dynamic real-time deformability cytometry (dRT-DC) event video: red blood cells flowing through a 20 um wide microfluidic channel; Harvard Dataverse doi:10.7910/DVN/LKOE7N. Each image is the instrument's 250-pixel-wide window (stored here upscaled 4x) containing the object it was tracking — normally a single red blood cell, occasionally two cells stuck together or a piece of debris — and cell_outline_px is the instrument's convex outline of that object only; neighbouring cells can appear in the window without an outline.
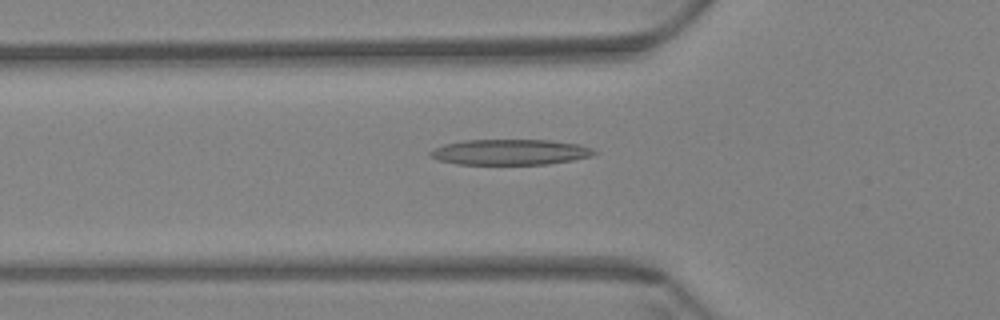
{"species": "Egyptian fruit bat (a non-hibernating species)", "species_latin": "Rousettus aegyptiacus", "temperature_condition": "warm", "stored_images_in_passage": 58, "camera_frame_rate_fps": 3000, "um_per_image_px": 0.085, "animal": {"sex": "female"}, "frame": {"image": 1, "passage_image": 20, "time_ms": 6.333, "image_size_px": [1000, 320], "cell_outline_px": [[600, 152], [592, 156], [572, 160], [548, 164], [456, 164], [440, 160], [428, 156], [428, 152], [444, 144], [464, 140], [548, 140], [580, 144], [592, 148]], "centroid_in_image_um": [43.39, 12.92], "position_along_channel_um": 82.4, "area_um2": 24.51}}
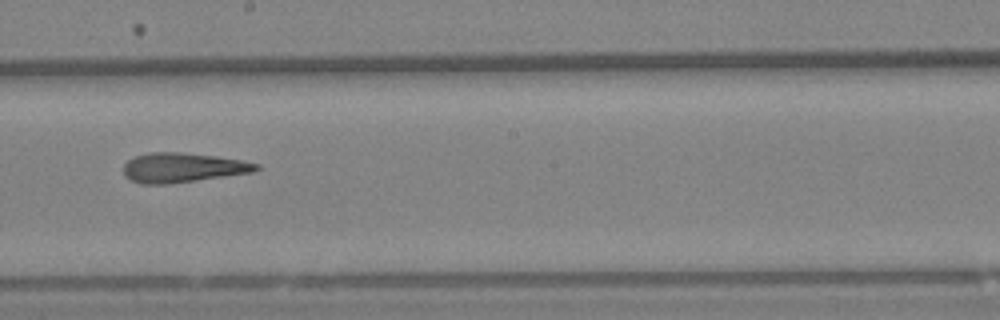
{"frame": {"image": 2, "passage_image": 33, "time_ms": 10.667, "image_size_px": [1000, 320], "cell_outline_px": [[260, 168], [252, 172], [168, 184], [140, 184], [128, 180], [124, 176], [124, 164], [128, 160], [136, 156], [148, 152], [180, 152], [216, 156], [240, 160], [260, 164]], "centroid_in_image_um": [15.47, 14.25], "position_along_channel_um": 232.7, "area_um2": 22.83}}
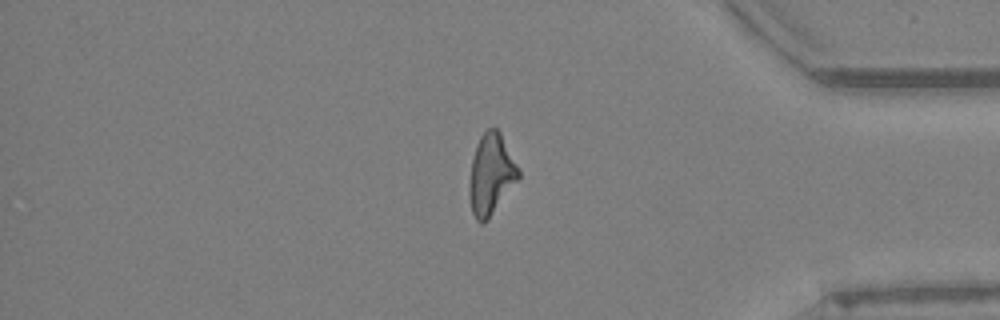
{"frame": {"image": 3, "passage_image": 49, "time_ms": 16.0, "image_size_px": [1000, 320], "cell_outline_px": [[520, 176], [488, 216], [480, 224], [476, 220], [472, 212], [468, 192], [468, 184], [472, 160], [476, 144], [480, 136], [488, 128], [496, 128], [500, 132], [520, 172]], "centroid_in_image_um": [41.69, 14.77], "position_along_channel_um": 393.5, "area_um2": 22.37}, "authors_computed_cell_mechanics": {"area_um2": 23.4379, "velocity_mm_per_s": 3.4699, "shape_relaxation_time_tau1_ms": null, "shape_relaxation_time_tau2_ms": 4.7865, "deformation_change_tau1": null, "deformation_change_tau2": 0.1888}}